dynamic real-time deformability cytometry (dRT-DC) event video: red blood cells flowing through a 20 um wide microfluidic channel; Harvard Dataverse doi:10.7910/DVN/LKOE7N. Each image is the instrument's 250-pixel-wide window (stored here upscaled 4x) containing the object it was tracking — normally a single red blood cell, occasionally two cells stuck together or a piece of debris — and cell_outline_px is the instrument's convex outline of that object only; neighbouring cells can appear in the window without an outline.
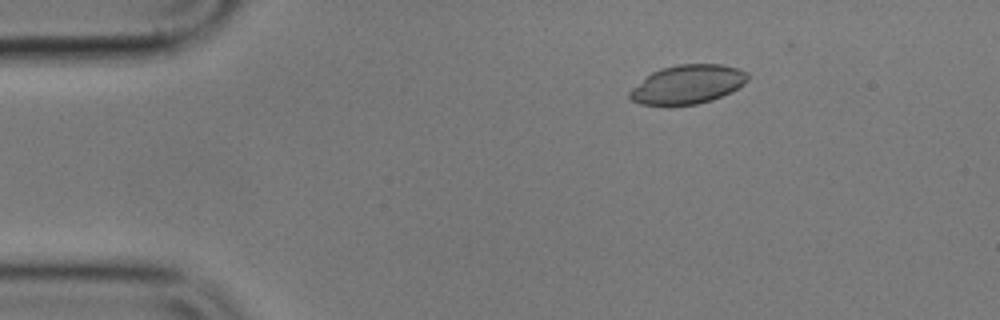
{"species": "common noctule bat (a hibernating species)", "species_latin": "Nyctalus noctula", "temperature_condition": "cold", "stored_images_in_passage": 45, "camera_frame_rate_fps": 3000, "um_per_image_px": 0.085, "animal": {"sex": "male", "body_mass_g": 17.9}, "frame": {"image": 1, "passage_image": 9, "time_ms": 2.667, "image_size_px": [1000, 320], "cell_outline_px": [[748, 80], [744, 84], [732, 92], [712, 100], [696, 104], [640, 104], [632, 100], [628, 96], [628, 92], [632, 88], [652, 72], [660, 68], [676, 64], [720, 64], [736, 68], [748, 72]], "centroid_in_image_um": [58.47, 7.16], "position_along_channel_um": 26.5, "area_um2": 26.59}}
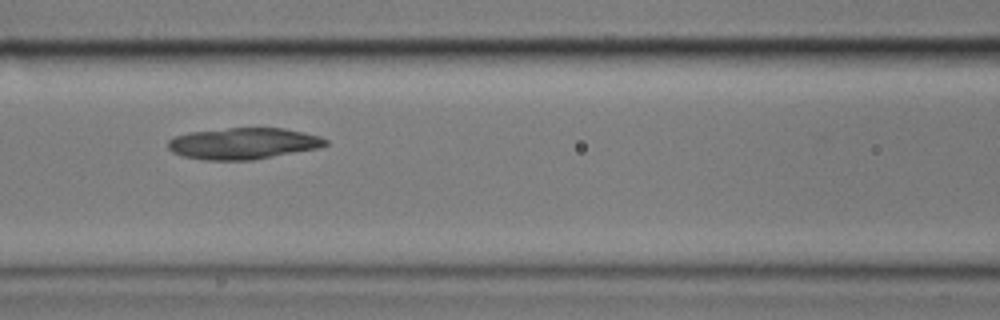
{"frame": {"image": 2, "passage_image": 24, "time_ms": 7.667, "image_size_px": [1000, 320], "cell_outline_px": [[328, 144], [320, 148], [252, 160], [204, 160], [184, 156], [172, 152], [168, 148], [168, 140], [172, 136], [188, 132], [228, 128], [284, 128], [304, 132], [320, 136], [328, 140]], "centroid_in_image_um": [20.68, 12.19], "position_along_channel_um": 145.9, "area_um2": 29.02}}
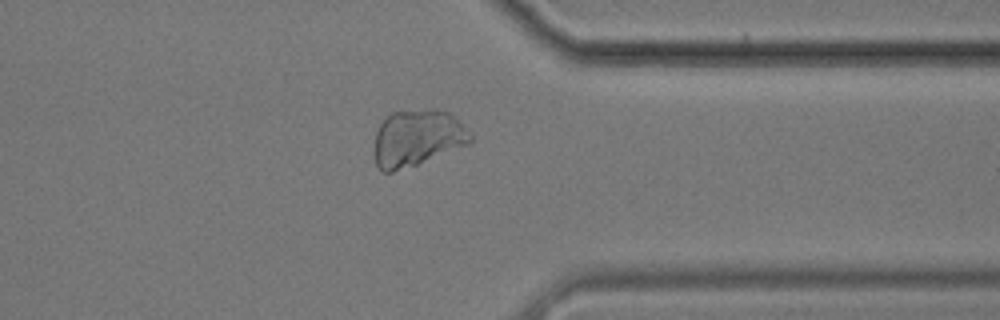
{"frame": {"image": 3, "passage_image": 44, "time_ms": 14.333, "image_size_px": [1000, 320], "cell_outline_px": [[472, 144], [416, 164], [392, 172], [380, 172], [376, 164], [372, 152], [376, 132], [380, 124], [392, 112], [432, 108], [436, 108], [448, 112], [472, 136]], "centroid_in_image_um": [35.43, 11.74], "position_along_channel_um": 376.0, "area_um2": 31.79}}